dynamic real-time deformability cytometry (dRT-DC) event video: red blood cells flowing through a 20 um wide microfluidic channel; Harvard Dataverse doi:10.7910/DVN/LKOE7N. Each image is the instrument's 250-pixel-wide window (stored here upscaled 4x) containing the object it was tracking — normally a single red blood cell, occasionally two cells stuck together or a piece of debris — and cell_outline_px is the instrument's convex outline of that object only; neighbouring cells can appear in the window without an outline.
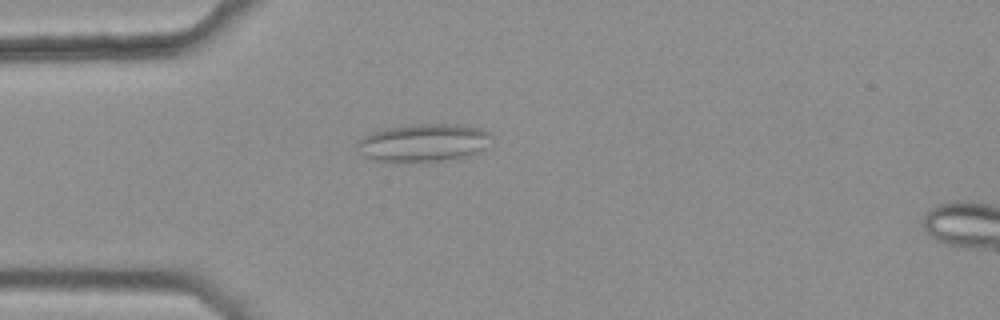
{"species": "common noctule bat (a hibernating species)", "species_latin": "Nyctalus noctula", "temperature_condition": "warm", "stored_images_in_passage": 33, "camera_frame_rate_fps": 3000, "um_per_image_px": 0.085, "animal": {"sex": "female", "body_mass_g": 25.1}, "frame": {"image": 1, "passage_image": 1, "time_ms": 0.0, "image_size_px": [1000, 320], "cell_outline_px": [[492, 136], [484, 148], [468, 156], [448, 160], [372, 160], [364, 156], [356, 144], [356, 140], [372, 132], [384, 128], [412, 124], [448, 124], [480, 128], [488, 132]], "centroid_in_image_um": [35.97, 12.1], "position_along_channel_um": 49.0, "area_um2": 29.02}}
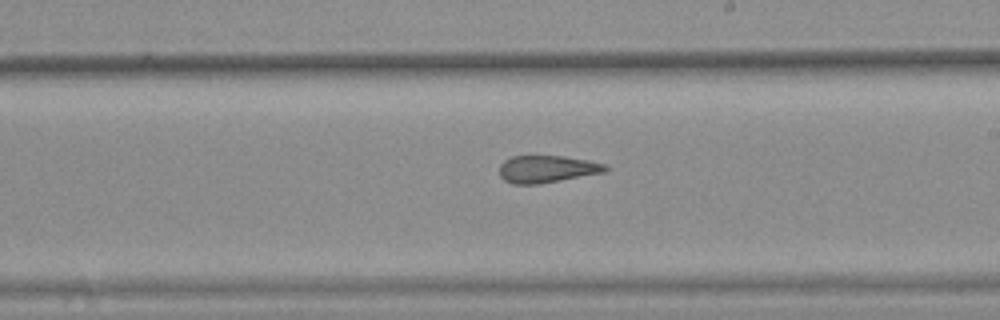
{"frame": {"image": 2, "passage_image": 17, "time_ms": 5.333, "image_size_px": [1000, 320], "cell_outline_px": [[608, 168], [604, 172], [560, 180], [536, 184], [512, 184], [504, 180], [500, 176], [500, 164], [504, 160], [512, 156], [564, 156], [588, 160], [608, 164]], "centroid_in_image_um": [46.48, 14.36], "position_along_channel_um": 242.5, "area_um2": 16.76}}
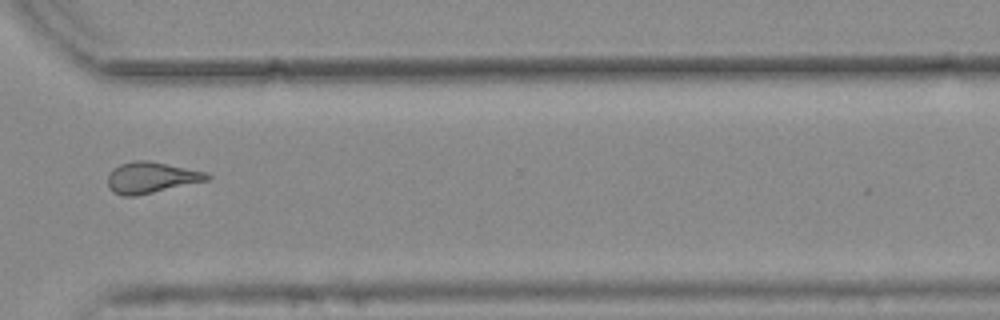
{"frame": {"image": 3, "passage_image": 26, "time_ms": 8.333, "image_size_px": [1000, 320], "cell_outline_px": [[212, 176], [208, 180], [136, 196], [124, 196], [112, 192], [108, 184], [108, 176], [112, 168], [120, 164], [132, 160], [148, 160], [208, 172]], "centroid_in_image_um": [12.85, 15.08], "position_along_channel_um": 357.8, "area_um2": 18.09}, "authors_computed_cell_mechanics": {"area_um2": 17.5712, "velocity_mm_per_s": 3.8369, "shape_relaxation_time_tau1_ms": null, "shape_relaxation_time_tau2_ms": 2.4584, "deformation_change_tau1": null, "deformation_change_tau2": 0.1259}}